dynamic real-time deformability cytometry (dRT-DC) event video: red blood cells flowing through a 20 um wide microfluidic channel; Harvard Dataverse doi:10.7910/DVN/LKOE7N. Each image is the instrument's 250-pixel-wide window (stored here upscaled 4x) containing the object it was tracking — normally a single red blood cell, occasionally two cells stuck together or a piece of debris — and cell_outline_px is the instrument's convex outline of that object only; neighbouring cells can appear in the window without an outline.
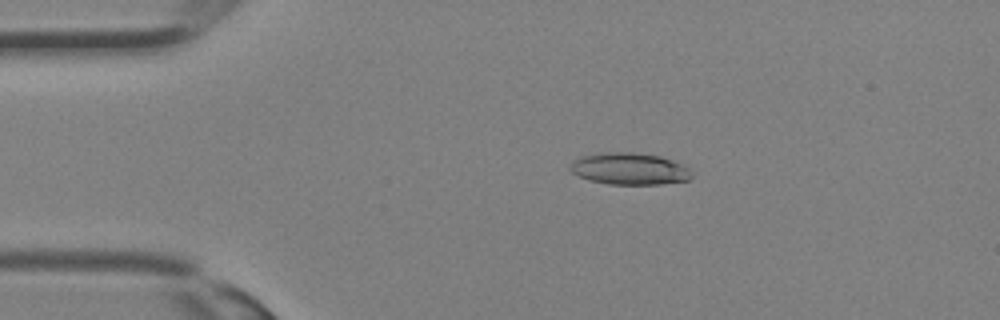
{"species": "Egyptian fruit bat (a non-hibernating species)", "species_latin": "Rousettus aegyptiacus", "temperature_condition": "room temperature", "stored_images_in_passage": 25, "camera_frame_rate_fps": 3000, "um_per_image_px": 0.085, "animal": {"sex": "female"}, "frame": {"image": 1, "passage_image": 2, "time_ms": 0.333, "image_size_px": [1000, 320], "cell_outline_px": [[692, 176], [688, 180], [660, 184], [608, 184], [588, 180], [572, 172], [568, 168], [572, 160], [580, 156], [596, 152], [636, 152], [660, 156], [672, 160], [688, 168], [692, 172]], "centroid_in_image_um": [53.45, 14.33], "position_along_channel_um": 31.5, "area_um2": 22.77}}
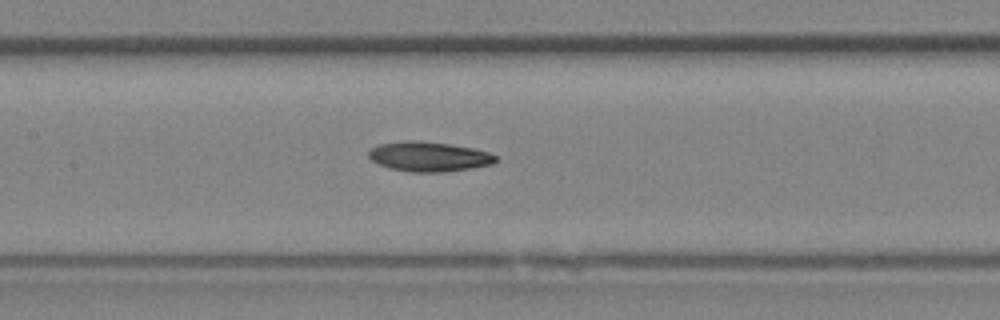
{"frame": {"image": 2, "passage_image": 11, "time_ms": 3.333, "image_size_px": [1000, 320], "cell_outline_px": [[496, 160], [492, 164], [472, 168], [444, 172], [412, 172], [392, 168], [380, 164], [372, 160], [368, 156], [368, 152], [372, 148], [380, 144], [408, 140], [416, 140], [448, 144], [472, 148], [488, 152], [496, 156]], "centroid_in_image_um": [36.46, 13.31], "position_along_channel_um": 170.9, "area_um2": 21.73}}
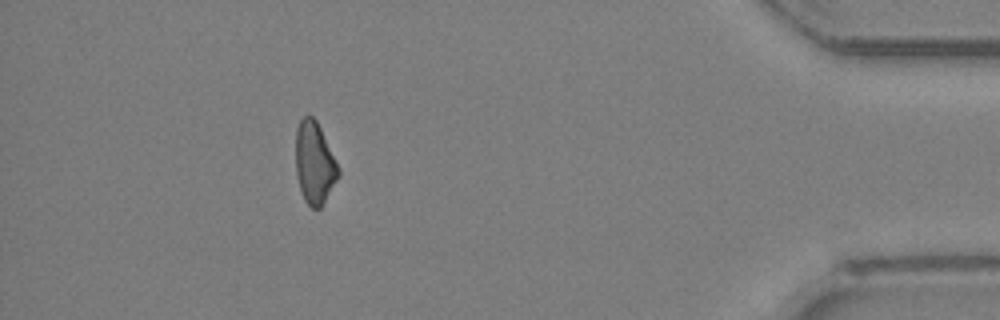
{"frame": {"image": 3, "passage_image": 25, "time_ms": 8.0, "image_size_px": [1000, 320], "cell_outline_px": [[340, 176], [320, 208], [312, 208], [304, 200], [296, 176], [296, 128], [300, 120], [308, 112], [316, 120], [340, 168]], "centroid_in_image_um": [26.73, 13.84], "position_along_channel_um": 408.5, "area_um2": 20.46}}